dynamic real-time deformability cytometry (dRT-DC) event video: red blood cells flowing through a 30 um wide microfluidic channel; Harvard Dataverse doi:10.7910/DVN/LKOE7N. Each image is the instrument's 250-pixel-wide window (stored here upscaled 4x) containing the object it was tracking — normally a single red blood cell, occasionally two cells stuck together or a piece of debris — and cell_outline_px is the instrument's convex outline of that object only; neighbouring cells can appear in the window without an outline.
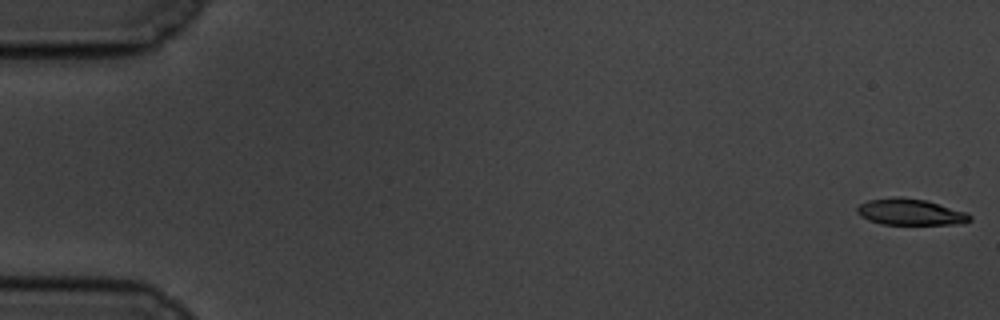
{"species": "common noctule bat (a hibernating species)", "species_latin": "Nyctalus noctula", "temperature_condition": "cold", "stored_images_in_passage": 58, "camera_frame_rate_fps": 3000, "um_per_image_px": 0.085, "animal": {"sex": "male", "body_mass_g": 19.5, "forearm_length_mm": 54.6}, "frame": {"image": 1, "passage_image": 1, "time_ms": 0.0, "image_size_px": [1000, 320], "cell_outline_px": [[972, 220], [964, 224], [880, 224], [868, 220], [860, 216], [856, 212], [856, 208], [860, 204], [868, 200], [892, 196], [900, 196], [924, 200], [968, 212], [972, 216]], "centroid_in_image_um": [77.38, 18.02], "position_along_channel_um": 7.6, "area_um2": 17.51}}
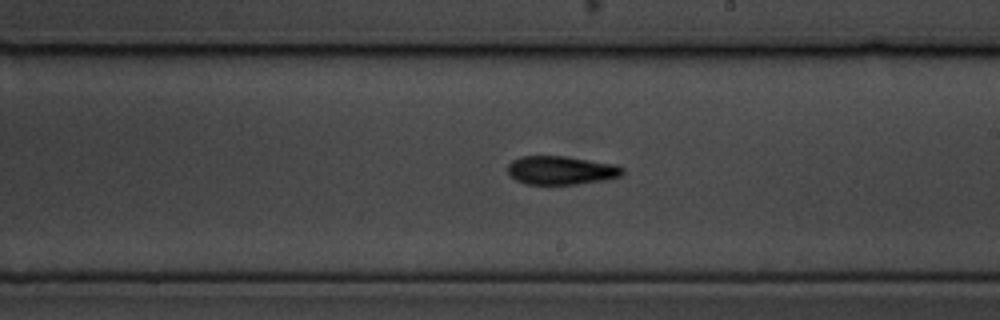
{"frame": {"image": 2, "passage_image": 34, "time_ms": 11.0, "image_size_px": [1000, 320], "cell_outline_px": [[624, 172], [620, 176], [604, 180], [576, 184], [524, 184], [516, 180], [508, 172], [508, 164], [512, 160], [520, 156], [564, 156], [616, 164], [624, 168]], "centroid_in_image_um": [47.69, 14.47], "position_along_channel_um": 241.3, "area_um2": 19.13}}
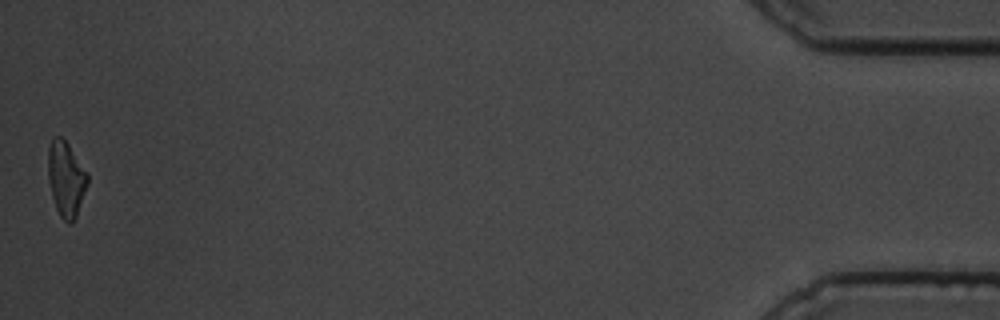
{"frame": {"image": 3, "passage_image": 58, "time_ms": 19.0, "image_size_px": [1000, 320], "cell_outline_px": [[88, 184], [76, 216], [72, 224], [68, 224], [60, 216], [56, 208], [52, 196], [48, 176], [48, 148], [52, 140], [56, 136], [60, 136], [68, 144], [88, 172]], "centroid_in_image_um": [5.62, 15.22], "position_along_channel_um": 429.6, "area_um2": 17.22}, "authors_computed_cell_mechanics": {"area_um2": 18.6983, "velocity_mm_per_s": 3.4735, "shape_relaxation_time_tau1_ms": 3.4482, "shape_relaxation_time_tau2_ms": null, "deformation_change_tau1": 0.1854, "deformation_change_tau2": null}}